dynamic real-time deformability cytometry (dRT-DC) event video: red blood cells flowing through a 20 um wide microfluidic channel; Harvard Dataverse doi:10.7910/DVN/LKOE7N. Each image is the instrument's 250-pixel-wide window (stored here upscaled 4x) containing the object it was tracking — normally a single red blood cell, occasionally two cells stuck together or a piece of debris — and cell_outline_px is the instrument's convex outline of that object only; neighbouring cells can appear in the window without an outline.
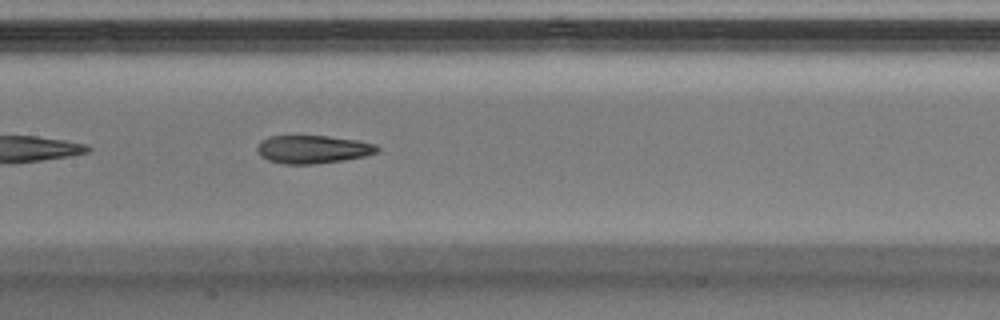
{"species": "Egyptian fruit bat (a non-hibernating species)", "species_latin": "Rousettus aegyptiacus", "temperature_condition": "warm", "stored_images_in_passage": 42, "segment_of_instrument_passage": [2, 2], "camera_frame_rate_fps": 3000, "um_per_image_px": 0.085, "animal": {"sex": "male"}, "frame": {"image": 1, "passage_image": 23, "time_ms": 7.333, "image_size_px": [1000, 320], "cell_outline_px": [[380, 148], [376, 152], [364, 156], [344, 160], [312, 164], [284, 164], [268, 160], [260, 156], [256, 148], [260, 140], [268, 136], [328, 136], [356, 140], [376, 144]], "centroid_in_image_um": [26.55, 12.69], "position_along_channel_um": 180.8, "area_um2": 19.65}}
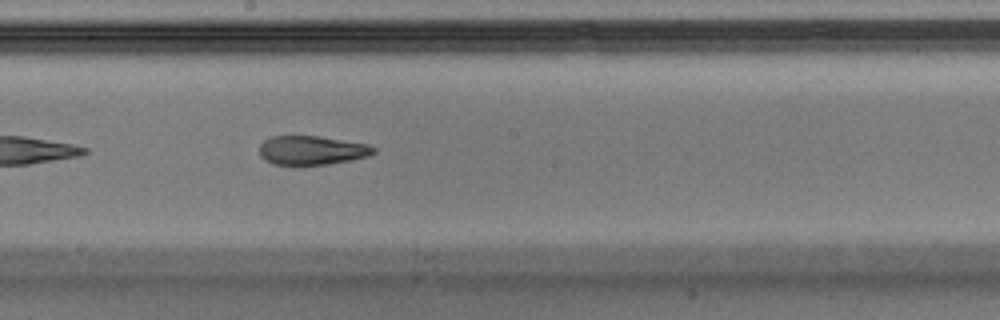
{"frame": {"image": 2, "passage_image": 26, "time_ms": 8.333, "image_size_px": [1000, 320], "cell_outline_px": [[376, 152], [368, 156], [328, 164], [300, 168], [272, 164], [264, 160], [260, 156], [260, 144], [264, 140], [272, 136], [320, 136], [368, 144], [376, 148]], "centroid_in_image_um": [26.45, 12.81], "position_along_channel_um": 221.7, "area_um2": 20.0}}